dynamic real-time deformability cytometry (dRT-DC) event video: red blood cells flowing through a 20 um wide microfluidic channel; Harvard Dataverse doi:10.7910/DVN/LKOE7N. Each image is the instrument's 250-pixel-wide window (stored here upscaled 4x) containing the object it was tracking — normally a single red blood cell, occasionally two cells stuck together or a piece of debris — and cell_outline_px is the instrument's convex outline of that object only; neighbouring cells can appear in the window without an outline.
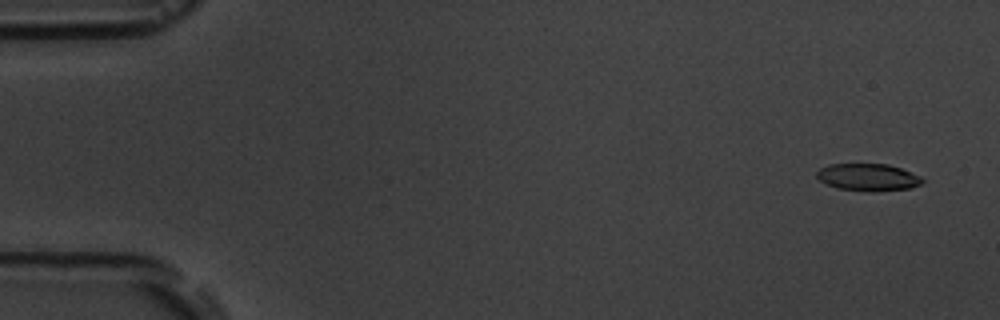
{"species": "common noctule bat (a hibernating species)", "species_latin": "Nyctalus noctula", "temperature_condition": "room temperature", "stored_images_in_passage": 5, "camera_frame_rate_fps": 3000, "um_per_image_px": 0.085, "animal": {"sex": "male", "body_mass_g": 19.5, "forearm_length_mm": 54.6}, "frame": {"image": 1, "passage_image": 1, "time_ms": 0.0, "image_size_px": [1000, 320], "cell_outline_px": [[924, 180], [920, 184], [912, 188], [872, 192], [868, 192], [836, 188], [820, 180], [816, 176], [816, 172], [820, 168], [828, 164], [888, 164], [900, 168], [920, 176]], "centroid_in_image_um": [73.77, 15.07], "position_along_channel_um": 11.2, "area_um2": 16.82}}
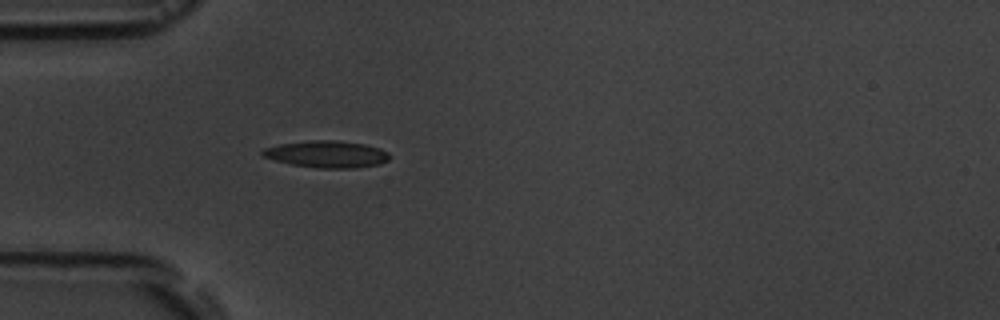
{"frame": {"image": 2, "passage_image": 5, "time_ms": 4.667, "image_size_px": [1000, 320], "cell_outline_px": [[388, 160], [380, 164], [356, 168], [320, 168], [292, 164], [276, 160], [264, 156], [260, 152], [264, 148], [280, 144], [312, 140], [336, 140], [364, 144], [380, 148], [388, 152]], "centroid_in_image_um": [27.8, 13.1], "position_along_channel_um": 57.2, "area_um2": 19.71}}